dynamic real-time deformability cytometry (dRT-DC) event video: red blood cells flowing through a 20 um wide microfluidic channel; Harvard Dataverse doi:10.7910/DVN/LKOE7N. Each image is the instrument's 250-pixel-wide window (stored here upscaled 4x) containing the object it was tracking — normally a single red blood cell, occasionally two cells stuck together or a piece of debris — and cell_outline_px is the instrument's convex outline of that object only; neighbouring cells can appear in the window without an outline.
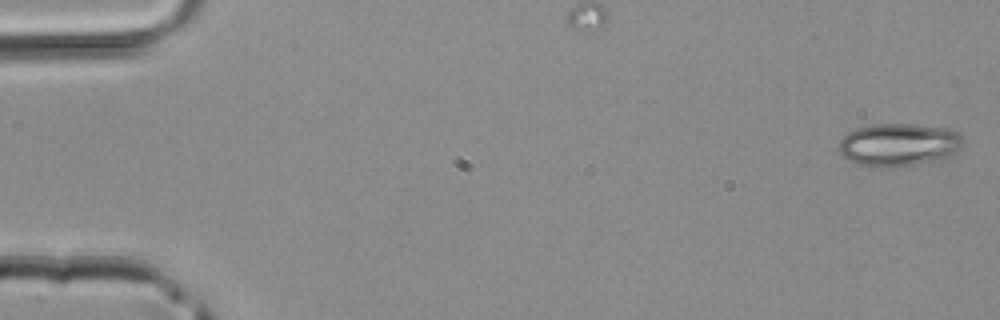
{"species": "common noctule bat (a hibernating species)", "species_latin": "Nyctalus noctula", "temperature_condition": "room temperature", "stored_images_in_passage": 4, "camera_frame_rate_fps": 3000, "um_per_image_px": 0.085, "animal": {"sex": "male", "body_mass_g": 20.4}, "frame": {"image": 1, "passage_image": 1, "time_ms": 0.0, "image_size_px": [1000, 320], "cell_outline_px": [[964, 144], [952, 156], [940, 160], [920, 164], [860, 164], [848, 160], [836, 148], [840, 140], [848, 132], [856, 128], [872, 124], [916, 124], [948, 128], [956, 132], [964, 140]], "centroid_in_image_um": [76.44, 12.25], "position_along_channel_um": 8.6, "area_um2": 30.58}}